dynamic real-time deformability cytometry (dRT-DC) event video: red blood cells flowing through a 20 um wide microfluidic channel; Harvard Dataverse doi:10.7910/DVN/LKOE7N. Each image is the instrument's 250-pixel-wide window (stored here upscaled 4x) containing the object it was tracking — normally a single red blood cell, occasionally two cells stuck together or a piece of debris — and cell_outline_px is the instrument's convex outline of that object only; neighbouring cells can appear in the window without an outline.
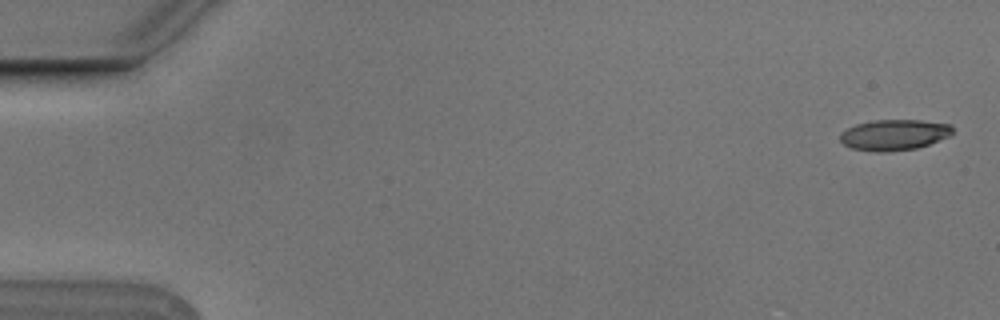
{"species": "Egyptian fruit bat (a non-hibernating species)", "species_latin": "Rousettus aegyptiacus", "temperature_condition": "cold", "stored_images_in_passage": 5, "camera_frame_rate_fps": 3000, "um_per_image_px": 0.085, "animal": {"sex": "male"}, "frame": {"image": 1, "passage_image": 1, "time_ms": 0.0, "image_size_px": [1000, 320], "cell_outline_px": [[952, 136], [916, 148], [884, 152], [876, 152], [852, 148], [844, 144], [840, 140], [840, 132], [856, 124], [872, 120], [920, 120], [952, 124]], "centroid_in_image_um": [76.01, 11.45], "position_along_channel_um": 9.0, "area_um2": 20.23}}
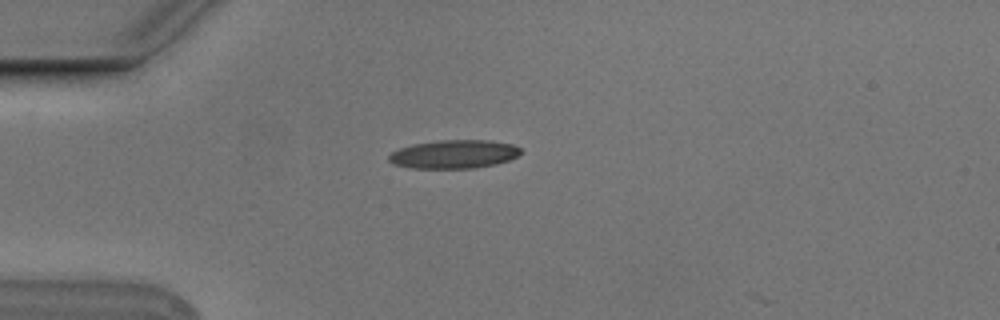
{"frame": {"image": 2, "passage_image": 4, "time_ms": 1.0, "image_size_px": [1000, 320], "cell_outline_px": [[520, 152], [516, 156], [508, 160], [496, 164], [476, 168], [412, 168], [392, 164], [388, 160], [388, 156], [392, 152], [400, 148], [412, 144], [440, 140], [488, 140], [512, 144], [520, 148]], "centroid_in_image_um": [38.56, 13.11], "position_along_channel_um": 46.4, "area_um2": 21.85}}